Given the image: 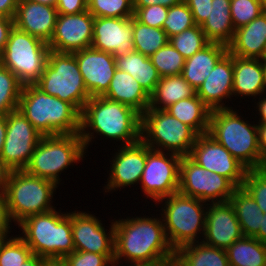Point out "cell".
I'll return each instance as SVG.
<instances>
[{
  "mask_svg": "<svg viewBox=\"0 0 266 266\" xmlns=\"http://www.w3.org/2000/svg\"><path fill=\"white\" fill-rule=\"evenodd\" d=\"M159 218L143 216L115 220L114 262L111 266H118L122 258L128 263L169 262L173 266L175 251Z\"/></svg>",
  "mask_w": 266,
  "mask_h": 266,
  "instance_id": "obj_1",
  "label": "cell"
},
{
  "mask_svg": "<svg viewBox=\"0 0 266 266\" xmlns=\"http://www.w3.org/2000/svg\"><path fill=\"white\" fill-rule=\"evenodd\" d=\"M94 132L106 139L122 140L121 145L134 144L141 140V114L128 105L104 96L91 97L80 115L79 134L85 150L95 138Z\"/></svg>",
  "mask_w": 266,
  "mask_h": 266,
  "instance_id": "obj_2",
  "label": "cell"
},
{
  "mask_svg": "<svg viewBox=\"0 0 266 266\" xmlns=\"http://www.w3.org/2000/svg\"><path fill=\"white\" fill-rule=\"evenodd\" d=\"M18 109L42 136L80 133L81 113L69 102L23 85Z\"/></svg>",
  "mask_w": 266,
  "mask_h": 266,
  "instance_id": "obj_3",
  "label": "cell"
},
{
  "mask_svg": "<svg viewBox=\"0 0 266 266\" xmlns=\"http://www.w3.org/2000/svg\"><path fill=\"white\" fill-rule=\"evenodd\" d=\"M231 108L212 110L208 134L247 170L265 168L258 145L257 124H249Z\"/></svg>",
  "mask_w": 266,
  "mask_h": 266,
  "instance_id": "obj_4",
  "label": "cell"
},
{
  "mask_svg": "<svg viewBox=\"0 0 266 266\" xmlns=\"http://www.w3.org/2000/svg\"><path fill=\"white\" fill-rule=\"evenodd\" d=\"M18 226L24 234L20 237L33 254L43 258L65 257L74 251L71 213L63 214L54 209L29 216Z\"/></svg>",
  "mask_w": 266,
  "mask_h": 266,
  "instance_id": "obj_5",
  "label": "cell"
},
{
  "mask_svg": "<svg viewBox=\"0 0 266 266\" xmlns=\"http://www.w3.org/2000/svg\"><path fill=\"white\" fill-rule=\"evenodd\" d=\"M163 201L165 203L161 209V218L166 237L173 250L199 242L198 236L201 233L204 234L205 230L208 204L198 198L181 194L179 191L157 202Z\"/></svg>",
  "mask_w": 266,
  "mask_h": 266,
  "instance_id": "obj_6",
  "label": "cell"
},
{
  "mask_svg": "<svg viewBox=\"0 0 266 266\" xmlns=\"http://www.w3.org/2000/svg\"><path fill=\"white\" fill-rule=\"evenodd\" d=\"M34 85L48 95L71 103L80 113L91 98L73 53L50 50L45 69Z\"/></svg>",
  "mask_w": 266,
  "mask_h": 266,
  "instance_id": "obj_7",
  "label": "cell"
},
{
  "mask_svg": "<svg viewBox=\"0 0 266 266\" xmlns=\"http://www.w3.org/2000/svg\"><path fill=\"white\" fill-rule=\"evenodd\" d=\"M85 153L79 133L42 136L24 170L59 185V173L71 164L83 160Z\"/></svg>",
  "mask_w": 266,
  "mask_h": 266,
  "instance_id": "obj_8",
  "label": "cell"
},
{
  "mask_svg": "<svg viewBox=\"0 0 266 266\" xmlns=\"http://www.w3.org/2000/svg\"><path fill=\"white\" fill-rule=\"evenodd\" d=\"M57 187L55 182L25 170L12 171L5 192L11 220L19 224L29 216L54 210L51 203Z\"/></svg>",
  "mask_w": 266,
  "mask_h": 266,
  "instance_id": "obj_9",
  "label": "cell"
},
{
  "mask_svg": "<svg viewBox=\"0 0 266 266\" xmlns=\"http://www.w3.org/2000/svg\"><path fill=\"white\" fill-rule=\"evenodd\" d=\"M198 136L166 110L147 109L141 115V140L153 150L188 156Z\"/></svg>",
  "mask_w": 266,
  "mask_h": 266,
  "instance_id": "obj_10",
  "label": "cell"
},
{
  "mask_svg": "<svg viewBox=\"0 0 266 266\" xmlns=\"http://www.w3.org/2000/svg\"><path fill=\"white\" fill-rule=\"evenodd\" d=\"M49 52L46 42L14 26L0 54V63L23 85L35 84L45 69Z\"/></svg>",
  "mask_w": 266,
  "mask_h": 266,
  "instance_id": "obj_11",
  "label": "cell"
},
{
  "mask_svg": "<svg viewBox=\"0 0 266 266\" xmlns=\"http://www.w3.org/2000/svg\"><path fill=\"white\" fill-rule=\"evenodd\" d=\"M237 187L224 176L206 170L189 156L181 157L179 192L209 203L229 201ZM211 200V202H210Z\"/></svg>",
  "mask_w": 266,
  "mask_h": 266,
  "instance_id": "obj_12",
  "label": "cell"
},
{
  "mask_svg": "<svg viewBox=\"0 0 266 266\" xmlns=\"http://www.w3.org/2000/svg\"><path fill=\"white\" fill-rule=\"evenodd\" d=\"M180 160L181 156L177 154L147 146L146 164L140 180L147 198L156 202L179 191Z\"/></svg>",
  "mask_w": 266,
  "mask_h": 266,
  "instance_id": "obj_13",
  "label": "cell"
},
{
  "mask_svg": "<svg viewBox=\"0 0 266 266\" xmlns=\"http://www.w3.org/2000/svg\"><path fill=\"white\" fill-rule=\"evenodd\" d=\"M42 135L19 109L7 114V130L0 159L12 170H24Z\"/></svg>",
  "mask_w": 266,
  "mask_h": 266,
  "instance_id": "obj_14",
  "label": "cell"
},
{
  "mask_svg": "<svg viewBox=\"0 0 266 266\" xmlns=\"http://www.w3.org/2000/svg\"><path fill=\"white\" fill-rule=\"evenodd\" d=\"M194 162L242 187L247 169L208 133L200 134L188 155Z\"/></svg>",
  "mask_w": 266,
  "mask_h": 266,
  "instance_id": "obj_15",
  "label": "cell"
},
{
  "mask_svg": "<svg viewBox=\"0 0 266 266\" xmlns=\"http://www.w3.org/2000/svg\"><path fill=\"white\" fill-rule=\"evenodd\" d=\"M94 19L88 10L77 14H58L53 35L47 43L50 50L73 53L91 47Z\"/></svg>",
  "mask_w": 266,
  "mask_h": 266,
  "instance_id": "obj_16",
  "label": "cell"
},
{
  "mask_svg": "<svg viewBox=\"0 0 266 266\" xmlns=\"http://www.w3.org/2000/svg\"><path fill=\"white\" fill-rule=\"evenodd\" d=\"M110 231L103 227L101 220L86 213L71 212V228L75 251H85L96 254H114V222Z\"/></svg>",
  "mask_w": 266,
  "mask_h": 266,
  "instance_id": "obj_17",
  "label": "cell"
},
{
  "mask_svg": "<svg viewBox=\"0 0 266 266\" xmlns=\"http://www.w3.org/2000/svg\"><path fill=\"white\" fill-rule=\"evenodd\" d=\"M92 48L112 53L119 58L134 50L133 17H95Z\"/></svg>",
  "mask_w": 266,
  "mask_h": 266,
  "instance_id": "obj_18",
  "label": "cell"
},
{
  "mask_svg": "<svg viewBox=\"0 0 266 266\" xmlns=\"http://www.w3.org/2000/svg\"><path fill=\"white\" fill-rule=\"evenodd\" d=\"M90 97L103 96L117 69L112 53L92 47L73 52Z\"/></svg>",
  "mask_w": 266,
  "mask_h": 266,
  "instance_id": "obj_19",
  "label": "cell"
},
{
  "mask_svg": "<svg viewBox=\"0 0 266 266\" xmlns=\"http://www.w3.org/2000/svg\"><path fill=\"white\" fill-rule=\"evenodd\" d=\"M207 206L204 239L206 245L227 249L243 237L240 223L230 201Z\"/></svg>",
  "mask_w": 266,
  "mask_h": 266,
  "instance_id": "obj_20",
  "label": "cell"
},
{
  "mask_svg": "<svg viewBox=\"0 0 266 266\" xmlns=\"http://www.w3.org/2000/svg\"><path fill=\"white\" fill-rule=\"evenodd\" d=\"M118 152H115L111 162L108 184L105 185V192L116 190L120 187L140 184L142 173L146 164L147 145L138 141L131 145H122Z\"/></svg>",
  "mask_w": 266,
  "mask_h": 266,
  "instance_id": "obj_21",
  "label": "cell"
},
{
  "mask_svg": "<svg viewBox=\"0 0 266 266\" xmlns=\"http://www.w3.org/2000/svg\"><path fill=\"white\" fill-rule=\"evenodd\" d=\"M196 94L211 110L231 108L223 100L233 97V55L227 52L216 63Z\"/></svg>",
  "mask_w": 266,
  "mask_h": 266,
  "instance_id": "obj_22",
  "label": "cell"
},
{
  "mask_svg": "<svg viewBox=\"0 0 266 266\" xmlns=\"http://www.w3.org/2000/svg\"><path fill=\"white\" fill-rule=\"evenodd\" d=\"M57 17L56 7L19 0L14 26L48 43L53 35Z\"/></svg>",
  "mask_w": 266,
  "mask_h": 266,
  "instance_id": "obj_23",
  "label": "cell"
},
{
  "mask_svg": "<svg viewBox=\"0 0 266 266\" xmlns=\"http://www.w3.org/2000/svg\"><path fill=\"white\" fill-rule=\"evenodd\" d=\"M228 52L241 58L263 60L266 53V11L235 30Z\"/></svg>",
  "mask_w": 266,
  "mask_h": 266,
  "instance_id": "obj_24",
  "label": "cell"
},
{
  "mask_svg": "<svg viewBox=\"0 0 266 266\" xmlns=\"http://www.w3.org/2000/svg\"><path fill=\"white\" fill-rule=\"evenodd\" d=\"M266 91L262 59L241 58L233 55L234 96L261 97Z\"/></svg>",
  "mask_w": 266,
  "mask_h": 266,
  "instance_id": "obj_25",
  "label": "cell"
},
{
  "mask_svg": "<svg viewBox=\"0 0 266 266\" xmlns=\"http://www.w3.org/2000/svg\"><path fill=\"white\" fill-rule=\"evenodd\" d=\"M104 97L134 108L141 115L148 109L150 95L127 72L116 69Z\"/></svg>",
  "mask_w": 266,
  "mask_h": 266,
  "instance_id": "obj_26",
  "label": "cell"
},
{
  "mask_svg": "<svg viewBox=\"0 0 266 266\" xmlns=\"http://www.w3.org/2000/svg\"><path fill=\"white\" fill-rule=\"evenodd\" d=\"M228 52V46L209 42L204 48L185 59L183 78L197 91L216 63Z\"/></svg>",
  "mask_w": 266,
  "mask_h": 266,
  "instance_id": "obj_27",
  "label": "cell"
},
{
  "mask_svg": "<svg viewBox=\"0 0 266 266\" xmlns=\"http://www.w3.org/2000/svg\"><path fill=\"white\" fill-rule=\"evenodd\" d=\"M231 0H212L209 16L201 25L209 42L228 46L234 37L235 29L231 20Z\"/></svg>",
  "mask_w": 266,
  "mask_h": 266,
  "instance_id": "obj_28",
  "label": "cell"
},
{
  "mask_svg": "<svg viewBox=\"0 0 266 266\" xmlns=\"http://www.w3.org/2000/svg\"><path fill=\"white\" fill-rule=\"evenodd\" d=\"M173 266H230L225 249L203 242L190 243L175 251Z\"/></svg>",
  "mask_w": 266,
  "mask_h": 266,
  "instance_id": "obj_29",
  "label": "cell"
},
{
  "mask_svg": "<svg viewBox=\"0 0 266 266\" xmlns=\"http://www.w3.org/2000/svg\"><path fill=\"white\" fill-rule=\"evenodd\" d=\"M196 90L181 74L162 77L150 94L148 109L165 110L170 105L185 98H191Z\"/></svg>",
  "mask_w": 266,
  "mask_h": 266,
  "instance_id": "obj_30",
  "label": "cell"
},
{
  "mask_svg": "<svg viewBox=\"0 0 266 266\" xmlns=\"http://www.w3.org/2000/svg\"><path fill=\"white\" fill-rule=\"evenodd\" d=\"M173 117L193 128L199 135L208 133L211 109L195 94L165 109Z\"/></svg>",
  "mask_w": 266,
  "mask_h": 266,
  "instance_id": "obj_31",
  "label": "cell"
},
{
  "mask_svg": "<svg viewBox=\"0 0 266 266\" xmlns=\"http://www.w3.org/2000/svg\"><path fill=\"white\" fill-rule=\"evenodd\" d=\"M115 60L117 69L129 73L149 95L154 91L161 77L150 57L133 50Z\"/></svg>",
  "mask_w": 266,
  "mask_h": 266,
  "instance_id": "obj_32",
  "label": "cell"
},
{
  "mask_svg": "<svg viewBox=\"0 0 266 266\" xmlns=\"http://www.w3.org/2000/svg\"><path fill=\"white\" fill-rule=\"evenodd\" d=\"M229 201L234 208L243 236L255 237L264 217L255 200L243 187H239Z\"/></svg>",
  "mask_w": 266,
  "mask_h": 266,
  "instance_id": "obj_33",
  "label": "cell"
},
{
  "mask_svg": "<svg viewBox=\"0 0 266 266\" xmlns=\"http://www.w3.org/2000/svg\"><path fill=\"white\" fill-rule=\"evenodd\" d=\"M230 266H266V244L243 236L226 249Z\"/></svg>",
  "mask_w": 266,
  "mask_h": 266,
  "instance_id": "obj_34",
  "label": "cell"
},
{
  "mask_svg": "<svg viewBox=\"0 0 266 266\" xmlns=\"http://www.w3.org/2000/svg\"><path fill=\"white\" fill-rule=\"evenodd\" d=\"M169 42L166 32L161 28L150 27L133 17L134 50L150 57Z\"/></svg>",
  "mask_w": 266,
  "mask_h": 266,
  "instance_id": "obj_35",
  "label": "cell"
},
{
  "mask_svg": "<svg viewBox=\"0 0 266 266\" xmlns=\"http://www.w3.org/2000/svg\"><path fill=\"white\" fill-rule=\"evenodd\" d=\"M23 84L0 63V115L18 109Z\"/></svg>",
  "mask_w": 266,
  "mask_h": 266,
  "instance_id": "obj_36",
  "label": "cell"
},
{
  "mask_svg": "<svg viewBox=\"0 0 266 266\" xmlns=\"http://www.w3.org/2000/svg\"><path fill=\"white\" fill-rule=\"evenodd\" d=\"M160 77L182 74L185 58L168 42L150 56Z\"/></svg>",
  "mask_w": 266,
  "mask_h": 266,
  "instance_id": "obj_37",
  "label": "cell"
},
{
  "mask_svg": "<svg viewBox=\"0 0 266 266\" xmlns=\"http://www.w3.org/2000/svg\"><path fill=\"white\" fill-rule=\"evenodd\" d=\"M172 46L185 58H189L204 48L209 41L200 25H195L169 38Z\"/></svg>",
  "mask_w": 266,
  "mask_h": 266,
  "instance_id": "obj_38",
  "label": "cell"
},
{
  "mask_svg": "<svg viewBox=\"0 0 266 266\" xmlns=\"http://www.w3.org/2000/svg\"><path fill=\"white\" fill-rule=\"evenodd\" d=\"M87 10L94 17L131 18L132 0H87Z\"/></svg>",
  "mask_w": 266,
  "mask_h": 266,
  "instance_id": "obj_39",
  "label": "cell"
},
{
  "mask_svg": "<svg viewBox=\"0 0 266 266\" xmlns=\"http://www.w3.org/2000/svg\"><path fill=\"white\" fill-rule=\"evenodd\" d=\"M32 254L20 235L7 237L0 247V266H21Z\"/></svg>",
  "mask_w": 266,
  "mask_h": 266,
  "instance_id": "obj_40",
  "label": "cell"
},
{
  "mask_svg": "<svg viewBox=\"0 0 266 266\" xmlns=\"http://www.w3.org/2000/svg\"><path fill=\"white\" fill-rule=\"evenodd\" d=\"M195 25L192 12L188 5L182 2L169 7L162 29L166 32L168 38H170Z\"/></svg>",
  "mask_w": 266,
  "mask_h": 266,
  "instance_id": "obj_41",
  "label": "cell"
},
{
  "mask_svg": "<svg viewBox=\"0 0 266 266\" xmlns=\"http://www.w3.org/2000/svg\"><path fill=\"white\" fill-rule=\"evenodd\" d=\"M230 10L235 30L249 24L266 11L261 0H231Z\"/></svg>",
  "mask_w": 266,
  "mask_h": 266,
  "instance_id": "obj_42",
  "label": "cell"
},
{
  "mask_svg": "<svg viewBox=\"0 0 266 266\" xmlns=\"http://www.w3.org/2000/svg\"><path fill=\"white\" fill-rule=\"evenodd\" d=\"M242 187L252 196L264 213L266 211V167L247 170Z\"/></svg>",
  "mask_w": 266,
  "mask_h": 266,
  "instance_id": "obj_43",
  "label": "cell"
},
{
  "mask_svg": "<svg viewBox=\"0 0 266 266\" xmlns=\"http://www.w3.org/2000/svg\"><path fill=\"white\" fill-rule=\"evenodd\" d=\"M64 258L68 266H110L114 262V254H96L75 250Z\"/></svg>",
  "mask_w": 266,
  "mask_h": 266,
  "instance_id": "obj_44",
  "label": "cell"
},
{
  "mask_svg": "<svg viewBox=\"0 0 266 266\" xmlns=\"http://www.w3.org/2000/svg\"><path fill=\"white\" fill-rule=\"evenodd\" d=\"M134 18L147 26L161 28L167 18L169 8L162 5H151L142 8H133Z\"/></svg>",
  "mask_w": 266,
  "mask_h": 266,
  "instance_id": "obj_45",
  "label": "cell"
},
{
  "mask_svg": "<svg viewBox=\"0 0 266 266\" xmlns=\"http://www.w3.org/2000/svg\"><path fill=\"white\" fill-rule=\"evenodd\" d=\"M196 25H202L209 16L210 4L212 0H185Z\"/></svg>",
  "mask_w": 266,
  "mask_h": 266,
  "instance_id": "obj_46",
  "label": "cell"
},
{
  "mask_svg": "<svg viewBox=\"0 0 266 266\" xmlns=\"http://www.w3.org/2000/svg\"><path fill=\"white\" fill-rule=\"evenodd\" d=\"M58 14H77L87 10V0H57Z\"/></svg>",
  "mask_w": 266,
  "mask_h": 266,
  "instance_id": "obj_47",
  "label": "cell"
},
{
  "mask_svg": "<svg viewBox=\"0 0 266 266\" xmlns=\"http://www.w3.org/2000/svg\"><path fill=\"white\" fill-rule=\"evenodd\" d=\"M11 222L5 195H0V234L7 235L10 233Z\"/></svg>",
  "mask_w": 266,
  "mask_h": 266,
  "instance_id": "obj_48",
  "label": "cell"
},
{
  "mask_svg": "<svg viewBox=\"0 0 266 266\" xmlns=\"http://www.w3.org/2000/svg\"><path fill=\"white\" fill-rule=\"evenodd\" d=\"M14 28V18L0 15V54L3 52L11 30Z\"/></svg>",
  "mask_w": 266,
  "mask_h": 266,
  "instance_id": "obj_49",
  "label": "cell"
},
{
  "mask_svg": "<svg viewBox=\"0 0 266 266\" xmlns=\"http://www.w3.org/2000/svg\"><path fill=\"white\" fill-rule=\"evenodd\" d=\"M182 2H185V0H132V5L133 8L148 7L151 5H162L169 8Z\"/></svg>",
  "mask_w": 266,
  "mask_h": 266,
  "instance_id": "obj_50",
  "label": "cell"
},
{
  "mask_svg": "<svg viewBox=\"0 0 266 266\" xmlns=\"http://www.w3.org/2000/svg\"><path fill=\"white\" fill-rule=\"evenodd\" d=\"M19 0H0V15L14 18Z\"/></svg>",
  "mask_w": 266,
  "mask_h": 266,
  "instance_id": "obj_51",
  "label": "cell"
},
{
  "mask_svg": "<svg viewBox=\"0 0 266 266\" xmlns=\"http://www.w3.org/2000/svg\"><path fill=\"white\" fill-rule=\"evenodd\" d=\"M12 170L0 159V195H5Z\"/></svg>",
  "mask_w": 266,
  "mask_h": 266,
  "instance_id": "obj_52",
  "label": "cell"
},
{
  "mask_svg": "<svg viewBox=\"0 0 266 266\" xmlns=\"http://www.w3.org/2000/svg\"><path fill=\"white\" fill-rule=\"evenodd\" d=\"M261 160L266 164V124H257Z\"/></svg>",
  "mask_w": 266,
  "mask_h": 266,
  "instance_id": "obj_53",
  "label": "cell"
},
{
  "mask_svg": "<svg viewBox=\"0 0 266 266\" xmlns=\"http://www.w3.org/2000/svg\"><path fill=\"white\" fill-rule=\"evenodd\" d=\"M42 266H68L64 257L42 258Z\"/></svg>",
  "mask_w": 266,
  "mask_h": 266,
  "instance_id": "obj_54",
  "label": "cell"
},
{
  "mask_svg": "<svg viewBox=\"0 0 266 266\" xmlns=\"http://www.w3.org/2000/svg\"><path fill=\"white\" fill-rule=\"evenodd\" d=\"M7 130V115H0V156L3 150V145Z\"/></svg>",
  "mask_w": 266,
  "mask_h": 266,
  "instance_id": "obj_55",
  "label": "cell"
},
{
  "mask_svg": "<svg viewBox=\"0 0 266 266\" xmlns=\"http://www.w3.org/2000/svg\"><path fill=\"white\" fill-rule=\"evenodd\" d=\"M261 100V101H260ZM256 109L259 111V115L261 118H259L258 124H266V98L263 96V98H259V102H257Z\"/></svg>",
  "mask_w": 266,
  "mask_h": 266,
  "instance_id": "obj_56",
  "label": "cell"
},
{
  "mask_svg": "<svg viewBox=\"0 0 266 266\" xmlns=\"http://www.w3.org/2000/svg\"><path fill=\"white\" fill-rule=\"evenodd\" d=\"M259 227V233L254 238L266 244V211L264 212V217Z\"/></svg>",
  "mask_w": 266,
  "mask_h": 266,
  "instance_id": "obj_57",
  "label": "cell"
},
{
  "mask_svg": "<svg viewBox=\"0 0 266 266\" xmlns=\"http://www.w3.org/2000/svg\"><path fill=\"white\" fill-rule=\"evenodd\" d=\"M42 258L36 254H32L27 261L23 262L21 266H42Z\"/></svg>",
  "mask_w": 266,
  "mask_h": 266,
  "instance_id": "obj_58",
  "label": "cell"
},
{
  "mask_svg": "<svg viewBox=\"0 0 266 266\" xmlns=\"http://www.w3.org/2000/svg\"><path fill=\"white\" fill-rule=\"evenodd\" d=\"M128 266H172L169 262H152V263H130Z\"/></svg>",
  "mask_w": 266,
  "mask_h": 266,
  "instance_id": "obj_59",
  "label": "cell"
},
{
  "mask_svg": "<svg viewBox=\"0 0 266 266\" xmlns=\"http://www.w3.org/2000/svg\"><path fill=\"white\" fill-rule=\"evenodd\" d=\"M26 1L36 2V3H40L43 5H47V6H53V7H56L57 5V0H26Z\"/></svg>",
  "mask_w": 266,
  "mask_h": 266,
  "instance_id": "obj_60",
  "label": "cell"
},
{
  "mask_svg": "<svg viewBox=\"0 0 266 266\" xmlns=\"http://www.w3.org/2000/svg\"><path fill=\"white\" fill-rule=\"evenodd\" d=\"M10 235H3V234H0V247H1V245L3 244V242L5 241V239L7 238V237H9Z\"/></svg>",
  "mask_w": 266,
  "mask_h": 266,
  "instance_id": "obj_61",
  "label": "cell"
},
{
  "mask_svg": "<svg viewBox=\"0 0 266 266\" xmlns=\"http://www.w3.org/2000/svg\"><path fill=\"white\" fill-rule=\"evenodd\" d=\"M264 64V77H265V85H266V60H263Z\"/></svg>",
  "mask_w": 266,
  "mask_h": 266,
  "instance_id": "obj_62",
  "label": "cell"
},
{
  "mask_svg": "<svg viewBox=\"0 0 266 266\" xmlns=\"http://www.w3.org/2000/svg\"><path fill=\"white\" fill-rule=\"evenodd\" d=\"M261 1H262L263 6H264V8H265V10H266V0H261Z\"/></svg>",
  "mask_w": 266,
  "mask_h": 266,
  "instance_id": "obj_63",
  "label": "cell"
}]
</instances>
